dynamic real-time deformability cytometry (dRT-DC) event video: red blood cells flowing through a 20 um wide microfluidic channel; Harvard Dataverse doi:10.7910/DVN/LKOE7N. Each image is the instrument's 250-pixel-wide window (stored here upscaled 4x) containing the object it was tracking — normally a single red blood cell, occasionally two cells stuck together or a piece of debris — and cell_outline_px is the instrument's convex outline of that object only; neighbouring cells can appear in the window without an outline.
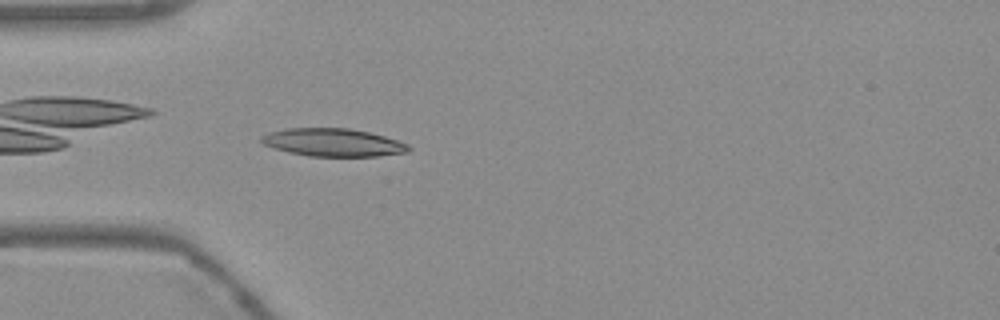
{"species": "Egyptian fruit bat (a non-hibernating species)", "species_latin": "Rousettus aegyptiacus", "temperature_condition": "warm", "stored_images_in_passage": 41, "camera_frame_rate_fps": 3000, "um_per_image_px": 0.085, "frame": {"image": 1, "passage_image": 3, "time_ms": 0.667, "image_size_px": [1000, 320], "cell_outline_px": [[412, 148], [408, 152], [380, 156], [308, 156], [288, 152], [264, 144], [260, 140], [260, 136], [272, 132], [288, 128], [348, 128], [368, 132], [384, 136], [408, 144]], "centroid_in_image_um": [28.34, 12.11], "position_along_channel_um": 56.7, "area_um2": 23.76}}
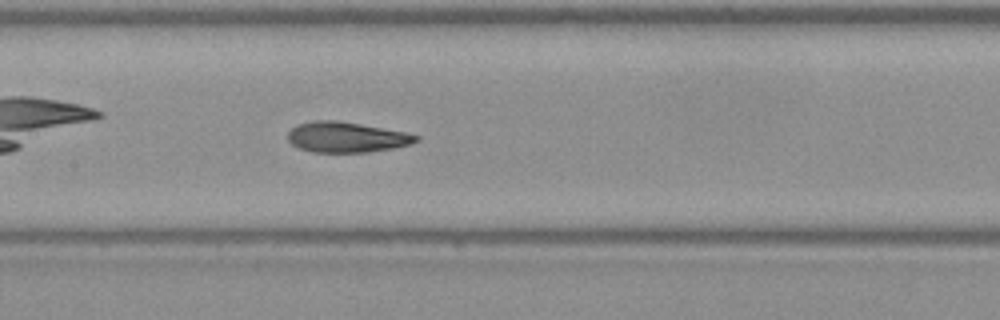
{"frame": {"image": 2, "passage_image": 13, "time_ms": 4.0, "image_size_px": [1000, 320], "cell_outline_px": [[420, 140], [412, 144], [392, 148], [368, 152], [312, 152], [300, 148], [292, 144], [288, 140], [288, 132], [296, 124], [312, 120], [336, 120], [360, 124], [404, 132], [420, 136]], "centroid_in_image_um": [29.44, 11.65], "position_along_channel_um": 178.0, "area_um2": 22.72}}
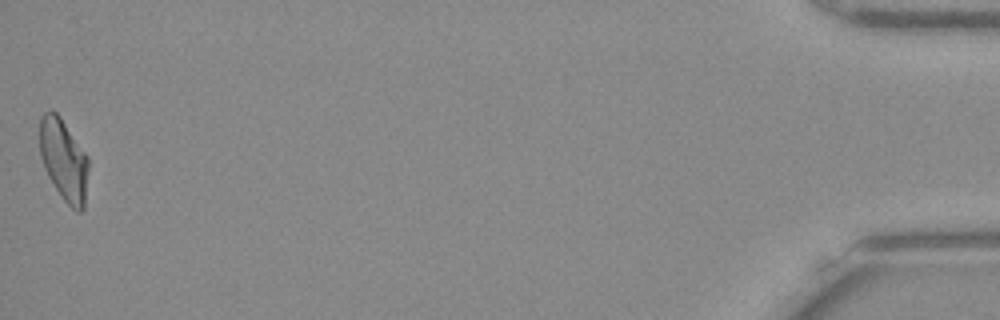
{"frame": {"image": 3, "passage_image": 41, "time_ms": 13.333, "image_size_px": [1000, 320], "cell_outline_px": [[88, 168], [84, 208], [80, 212], [76, 212], [64, 200], [48, 176], [44, 168], [40, 156], [40, 116], [44, 112], [52, 108], [60, 116], [88, 156]], "centroid_in_image_um": [5.41, 13.56], "position_along_channel_um": 429.8, "area_um2": 23.24}, "authors_computed_cell_mechanics": {"area_um2": 23.0622, "velocity_mm_per_s": 3.7416, "shape_relaxation_time_tau1_ms": 5.2864, "shape_relaxation_time_tau2_ms": 1.6421, "deformation_change_tau1": 0.174, "deformation_change_tau2": 0.0802}}